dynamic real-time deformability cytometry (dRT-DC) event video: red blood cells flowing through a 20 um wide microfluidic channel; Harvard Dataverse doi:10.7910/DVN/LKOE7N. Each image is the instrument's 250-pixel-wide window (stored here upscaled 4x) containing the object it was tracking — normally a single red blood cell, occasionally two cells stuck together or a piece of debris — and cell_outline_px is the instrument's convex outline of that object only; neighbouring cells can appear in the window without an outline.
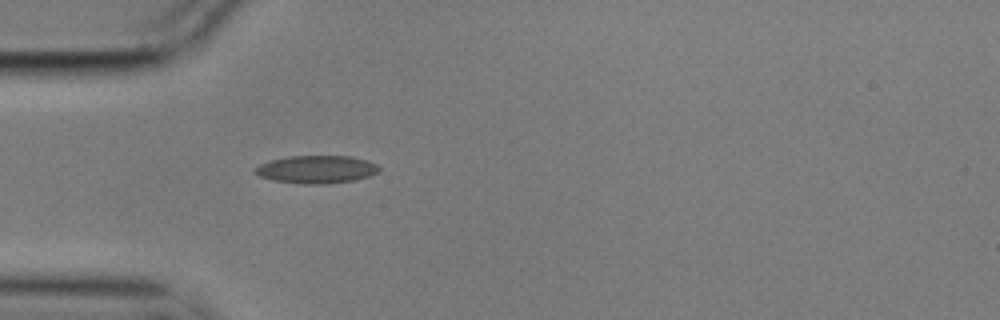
{"species": "common noctule bat (a hibernating species)", "species_latin": "Nyctalus noctula", "temperature_condition": "cold", "stored_images_in_passage": 1, "camera_frame_rate_fps": 3000, "um_per_image_px": 0.085, "animal": {"sex": "male", "body_mass_g": 17.9}, "frame": {"image": 1, "passage_image": 1, "time_ms": 0.0, "image_size_px": [1000, 320], "cell_outline_px": [[380, 172], [368, 176], [352, 180], [324, 184], [304, 184], [272, 180], [260, 176], [256, 172], [256, 168], [260, 164], [268, 160], [288, 156], [352, 156], [368, 160], [376, 164], [380, 168]], "centroid_in_image_um": [26.92, 14.39], "position_along_channel_um": 58.1, "area_um2": 20.06}}